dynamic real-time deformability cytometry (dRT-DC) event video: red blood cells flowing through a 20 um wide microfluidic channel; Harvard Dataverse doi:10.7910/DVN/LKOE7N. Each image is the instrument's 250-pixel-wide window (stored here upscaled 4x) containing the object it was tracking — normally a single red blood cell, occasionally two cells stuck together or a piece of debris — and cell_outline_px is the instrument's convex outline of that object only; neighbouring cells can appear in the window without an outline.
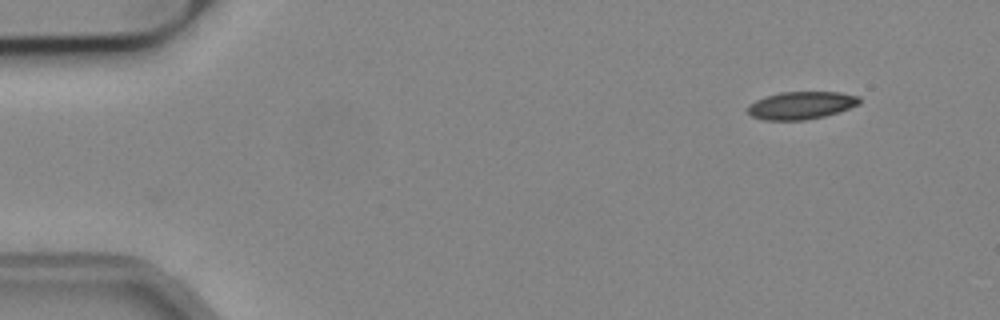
{"species": "common noctule bat (a hibernating species)", "species_latin": "Nyctalus noctula", "temperature_condition": "cold", "stored_images_in_passage": 49, "camera_frame_rate_fps": 3000, "um_per_image_px": 0.085, "animal": {"sex": "male", "body_mass_g": 19.2, "forearm_length_mm": 51.8}, "frame": {"image": 1, "passage_image": 1, "time_ms": 0.0, "image_size_px": [1000, 320], "cell_outline_px": [[860, 104], [824, 116], [804, 120], [764, 120], [752, 116], [748, 112], [748, 104], [764, 96], [780, 92], [840, 92], [860, 96]], "centroid_in_image_um": [68.08, 8.94], "position_along_channel_um": 16.9, "area_um2": 17.98}}
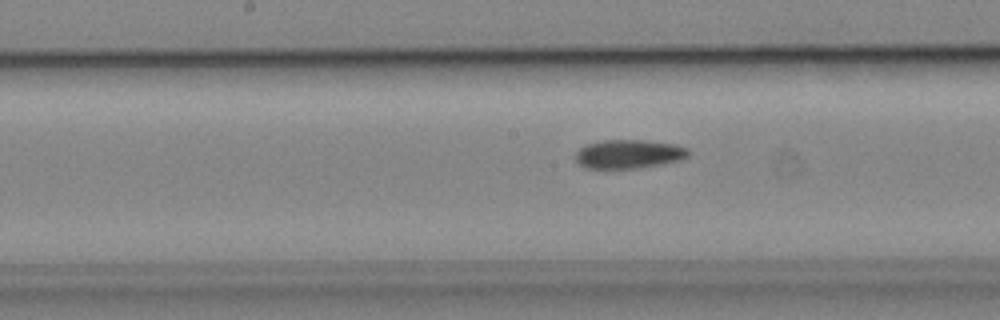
{"frame": {"image": 2, "passage_image": 23, "time_ms": 7.333, "image_size_px": [1000, 320], "cell_outline_px": [[688, 156], [680, 160], [664, 164], [640, 168], [584, 168], [572, 156], [580, 148], [588, 144], [604, 140], [644, 140], [676, 144], [688, 148]], "centroid_in_image_um": [53.45, 13.1], "position_along_channel_um": 194.8, "area_um2": 19.07}}
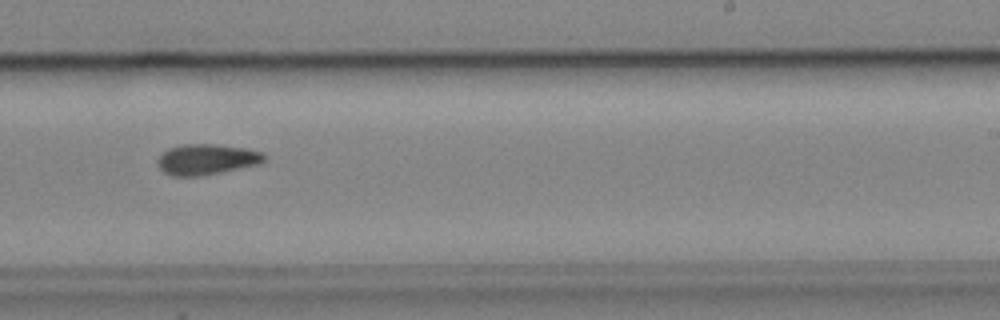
{"frame": {"image": 3, "passage_image": 29, "time_ms": 9.333, "image_size_px": [1000, 320], "cell_outline_px": [[264, 160], [260, 164], [200, 176], [172, 176], [164, 172], [156, 164], [156, 160], [160, 152], [168, 148], [184, 144], [216, 144], [244, 148], [260, 152], [264, 156]], "centroid_in_image_um": [17.48, 13.54], "position_along_channel_um": 271.5, "area_um2": 19.07}}